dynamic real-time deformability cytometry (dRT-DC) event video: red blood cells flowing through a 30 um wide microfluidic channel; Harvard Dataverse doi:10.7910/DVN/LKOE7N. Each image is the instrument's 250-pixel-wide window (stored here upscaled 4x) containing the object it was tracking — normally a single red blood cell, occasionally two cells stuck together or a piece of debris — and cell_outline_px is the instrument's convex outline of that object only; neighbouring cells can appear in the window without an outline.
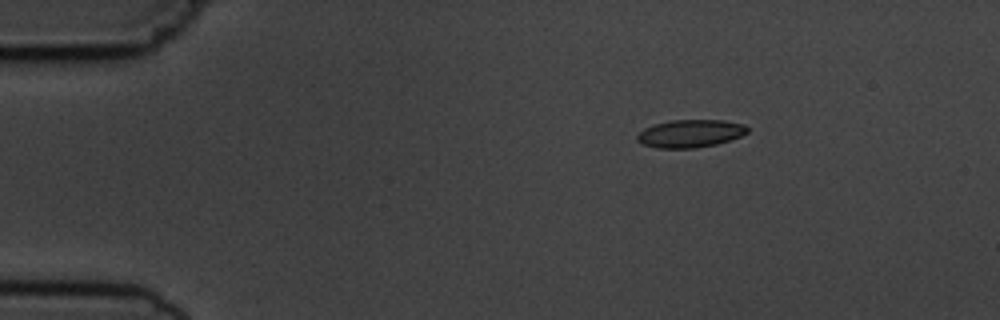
{"species": "common noctule bat (a hibernating species)", "species_latin": "Nyctalus noctula", "temperature_condition": "cold", "stored_images_in_passage": 4, "camera_frame_rate_fps": 3000, "um_per_image_px": 0.085, "animal": {"sex": "male", "body_mass_g": 19.5, "forearm_length_mm": 54.6}, "frame": {"image": 1, "passage_image": 2, "time_ms": 2.0, "image_size_px": [1000, 320], "cell_outline_px": [[748, 132], [740, 136], [716, 144], [692, 148], [656, 148], [640, 144], [636, 140], [636, 136], [644, 128], [656, 124], [672, 120], [724, 120], [744, 124], [748, 128]], "centroid_in_image_um": [58.64, 11.35], "position_along_channel_um": 26.4, "area_um2": 17.8}}